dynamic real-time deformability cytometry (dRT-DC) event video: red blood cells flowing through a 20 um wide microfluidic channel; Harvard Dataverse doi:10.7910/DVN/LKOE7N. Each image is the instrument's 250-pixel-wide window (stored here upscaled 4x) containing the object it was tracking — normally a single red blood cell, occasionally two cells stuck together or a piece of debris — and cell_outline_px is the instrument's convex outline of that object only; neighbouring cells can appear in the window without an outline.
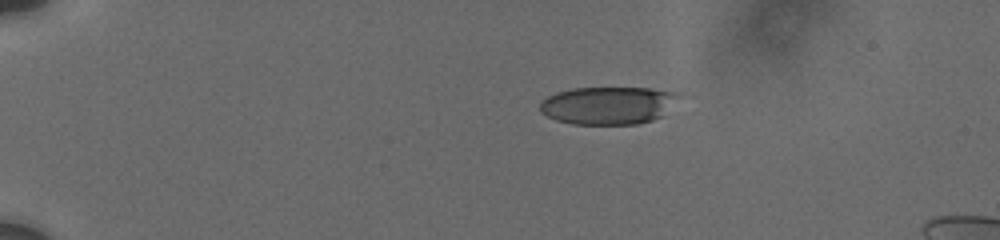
{"species": "human", "species_latin": "Homo sapiens", "temperature_condition": "cold", "stored_images_in_passage": 16, "camera_frame_rate_fps": 3000, "um_per_image_px": 0.085, "donor": {"sex": "male"}, "frame": {"image": 1, "passage_image": 1, "time_ms": 0.0, "image_size_px": [1000, 240], "cell_outline_px": [[684, 92], [660, 116], [652, 120], [636, 124], [572, 124], [556, 120], [540, 112], [540, 104], [548, 96], [556, 92], [572, 88], [648, 88]], "centroid_in_image_um": [51.69, 8.95], "position_along_channel_um": 33.3, "area_um2": 30.46}}
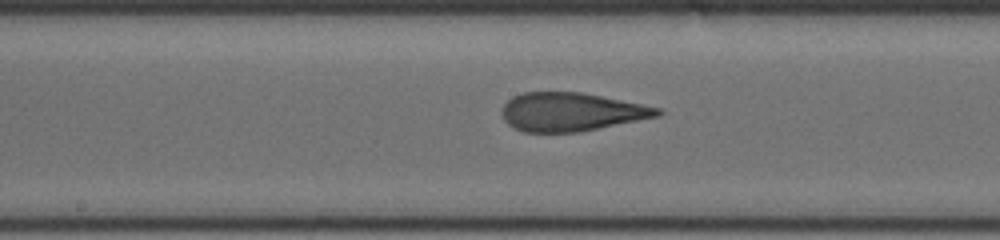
{"frame": {"image": 2, "passage_image": 9, "time_ms": 6.667, "image_size_px": [1000, 240], "cell_outline_px": [[664, 112], [660, 116], [576, 132], [524, 132], [512, 128], [504, 120], [500, 112], [504, 104], [512, 96], [524, 92], [580, 92], [660, 108]], "centroid_in_image_um": [48.5, 9.51], "position_along_channel_um": 199.7, "area_um2": 34.68}}
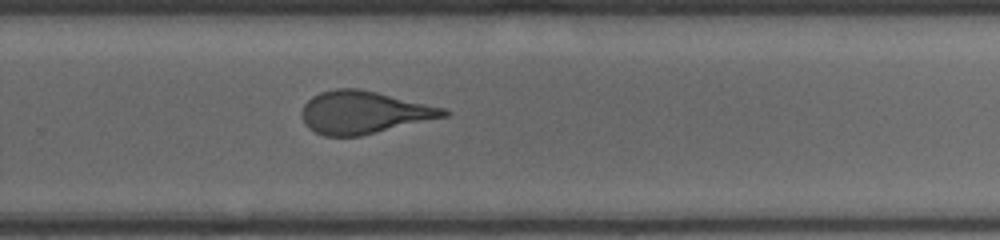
{"frame": {"image": 3, "passage_image": 16, "time_ms": 9.333, "image_size_px": [1000, 240], "cell_outline_px": [[452, 112], [448, 116], [360, 136], [324, 136], [308, 128], [304, 124], [300, 116], [300, 112], [304, 104], [312, 96], [320, 92], [336, 88], [360, 88], [444, 108]], "centroid_in_image_um": [30.89, 9.55], "position_along_channel_um": 298.9, "area_um2": 35.32}}